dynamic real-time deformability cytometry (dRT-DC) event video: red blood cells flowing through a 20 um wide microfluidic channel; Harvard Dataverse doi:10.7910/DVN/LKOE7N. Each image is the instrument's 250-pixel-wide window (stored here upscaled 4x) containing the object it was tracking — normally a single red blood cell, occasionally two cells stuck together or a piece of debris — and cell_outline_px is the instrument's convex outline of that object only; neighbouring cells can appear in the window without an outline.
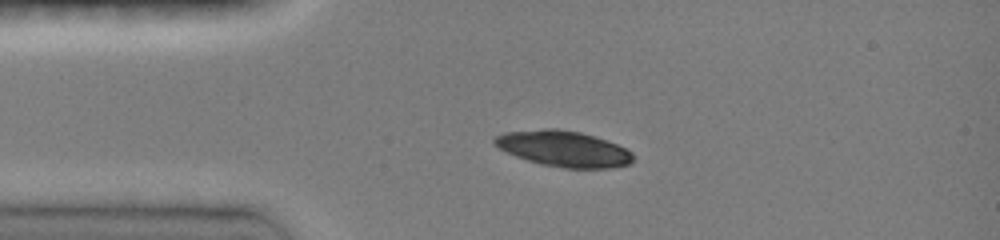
{"species": "common noctule bat (a hibernating species)", "species_latin": "Nyctalus noctula", "temperature_condition": "room temperature", "stored_images_in_passage": 28, "camera_frame_rate_fps": 3000, "um_per_image_px": 0.085, "animal": {"sex": "female", "body_mass_g": 19.0, "forearm_length_mm": 51.5}, "frame": {"image": 1, "passage_image": 1, "time_ms": 0.0, "image_size_px": [1000, 240], "cell_outline_px": [[632, 160], [628, 164], [612, 168], [564, 168], [540, 164], [516, 156], [492, 144], [492, 140], [496, 136], [504, 132], [544, 128], [556, 128], [580, 132], [616, 144], [632, 152]], "centroid_in_image_um": [47.86, 12.64], "position_along_channel_um": 37.1, "area_um2": 28.73}}